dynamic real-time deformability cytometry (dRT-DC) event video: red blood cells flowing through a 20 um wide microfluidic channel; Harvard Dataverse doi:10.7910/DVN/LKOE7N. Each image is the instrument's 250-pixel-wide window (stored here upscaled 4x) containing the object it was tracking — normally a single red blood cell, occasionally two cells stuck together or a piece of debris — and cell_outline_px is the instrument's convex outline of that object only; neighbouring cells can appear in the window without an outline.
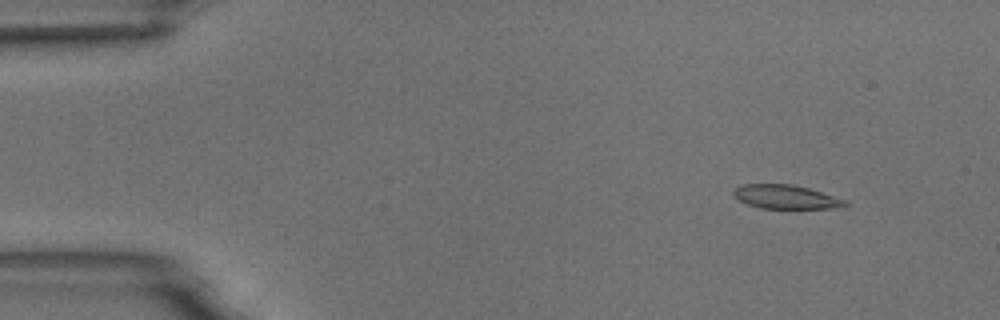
{"species": "common noctule bat (a hibernating species)", "species_latin": "Nyctalus noctula", "temperature_condition": "room temperature", "stored_images_in_passage": 5, "camera_frame_rate_fps": 3000, "um_per_image_px": 0.085, "animal": {"sex": "male", "body_mass_g": 18.8}, "frame": {"image": 1, "passage_image": 2, "time_ms": 1.0, "image_size_px": [1000, 320], "cell_outline_px": [[848, 204], [832, 208], [760, 208], [748, 204], [740, 200], [732, 192], [740, 184], [792, 184], [808, 188], [848, 200]], "centroid_in_image_um": [66.8, 16.73], "position_along_channel_um": 18.2, "area_um2": 15.32}}
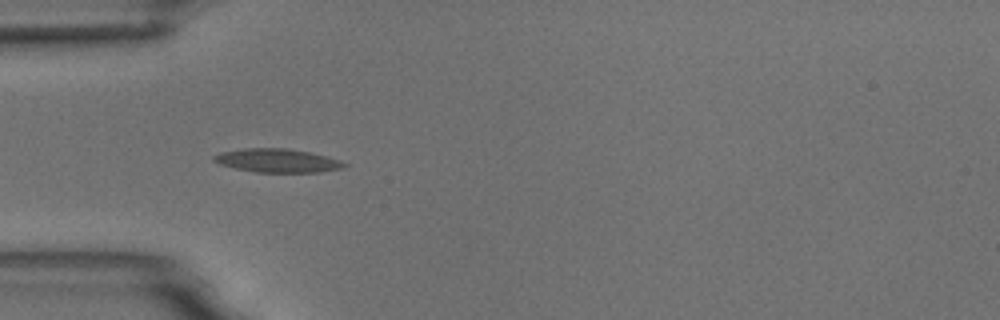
{"frame": {"image": 2, "passage_image": 5, "time_ms": 4.667, "image_size_px": [1000, 320], "cell_outline_px": [[348, 164], [340, 168], [320, 172], [256, 172], [236, 168], [220, 164], [212, 160], [212, 156], [220, 152], [244, 148], [288, 148], [308, 152], [340, 160]], "centroid_in_image_um": [23.53, 13.64], "position_along_channel_um": 61.5, "area_um2": 17.74}}